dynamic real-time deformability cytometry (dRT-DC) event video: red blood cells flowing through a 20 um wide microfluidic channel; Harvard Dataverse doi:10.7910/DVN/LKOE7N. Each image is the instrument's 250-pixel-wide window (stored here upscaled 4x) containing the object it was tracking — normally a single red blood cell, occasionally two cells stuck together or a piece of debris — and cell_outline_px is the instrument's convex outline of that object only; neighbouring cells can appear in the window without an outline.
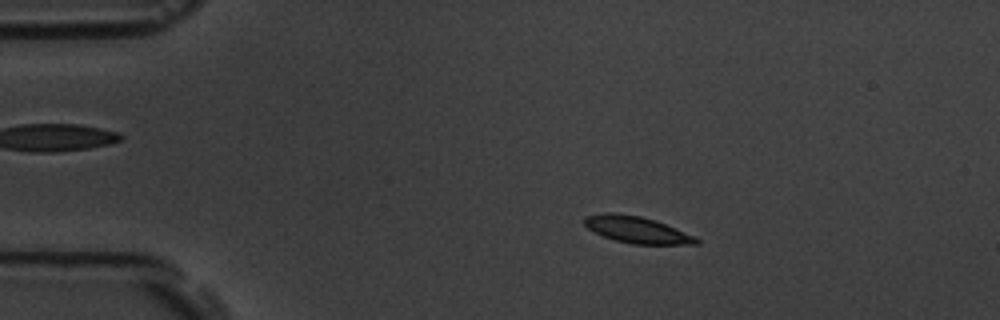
{"species": "common noctule bat (a hibernating species)", "species_latin": "Nyctalus noctula", "temperature_condition": "room temperature", "stored_images_in_passage": 6, "camera_frame_rate_fps": 3000, "um_per_image_px": 0.085, "animal": {"sex": "male", "body_mass_g": 19.5, "forearm_length_mm": 54.6}, "frame": {"image": 1, "passage_image": 3, "time_ms": 2.0, "image_size_px": [1000, 320], "cell_outline_px": [[700, 244], [632, 244], [616, 240], [604, 236], [588, 228], [584, 224], [584, 216], [604, 212], [616, 212], [640, 216], [656, 220], [676, 228], [700, 240]], "centroid_in_image_um": [54.11, 19.51], "position_along_channel_um": 30.9, "area_um2": 17.28}}
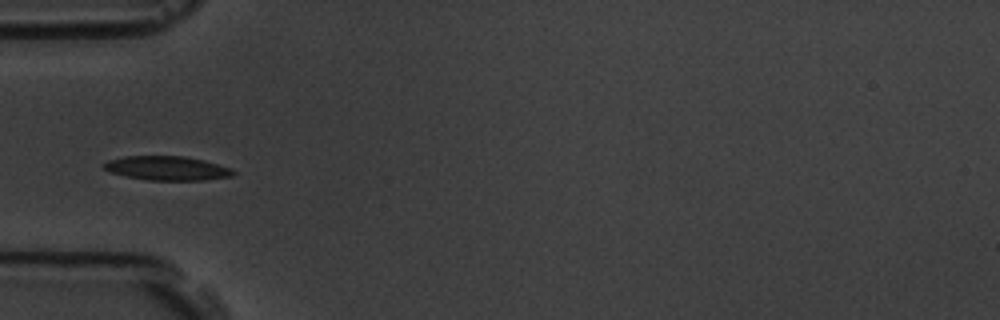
{"frame": {"image": 2, "passage_image": 5, "time_ms": 4.667, "image_size_px": [1000, 320], "cell_outline_px": [[236, 172], [232, 176], [204, 180], [148, 180], [108, 172], [100, 164], [108, 160], [124, 156], [184, 156], [204, 160], [232, 168]], "centroid_in_image_um": [14.19, 14.29], "position_along_channel_um": 70.8, "area_um2": 18.26}}
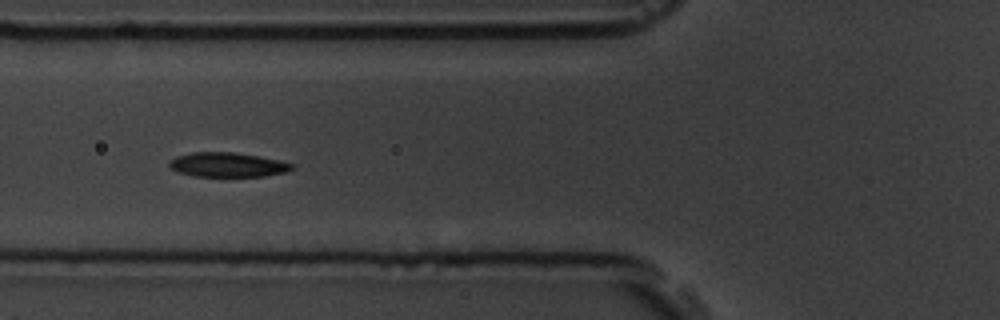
{"frame": {"image": 3, "passage_image": 6, "time_ms": 5.667, "image_size_px": [1000, 320], "cell_outline_px": [[296, 168], [284, 172], [264, 176], [192, 176], [180, 172], [172, 168], [168, 164], [176, 156], [192, 152], [232, 152], [280, 160], [292, 164]], "centroid_in_image_um": [19.35, 14.0], "position_along_channel_um": 106.4, "area_um2": 17.22}}